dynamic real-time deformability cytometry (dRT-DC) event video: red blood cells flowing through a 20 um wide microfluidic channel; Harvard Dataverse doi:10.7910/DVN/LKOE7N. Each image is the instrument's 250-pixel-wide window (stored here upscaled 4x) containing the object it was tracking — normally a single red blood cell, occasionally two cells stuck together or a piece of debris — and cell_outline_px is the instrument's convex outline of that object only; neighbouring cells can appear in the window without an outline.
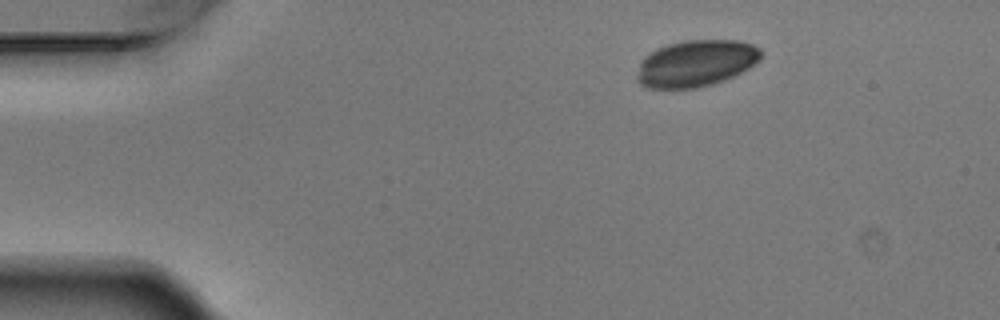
{"species": "Egyptian fruit bat (a non-hibernating species)", "species_latin": "Rousettus aegyptiacus", "temperature_condition": "warm", "stored_images_in_passage": 3, "camera_frame_rate_fps": 3000, "um_per_image_px": 0.085, "animal": {"sex": "male"}, "frame": {"image": 1, "passage_image": 1, "time_ms": 0.0, "image_size_px": [1000, 320], "cell_outline_px": [[760, 60], [748, 68], [724, 80], [712, 84], [696, 88], [648, 88], [640, 84], [636, 80], [636, 76], [640, 60], [648, 52], [656, 48], [668, 44], [684, 40], [736, 40], [752, 44], [760, 48]], "centroid_in_image_um": [59.1, 5.38], "position_along_channel_um": 25.9, "area_um2": 33.81}}
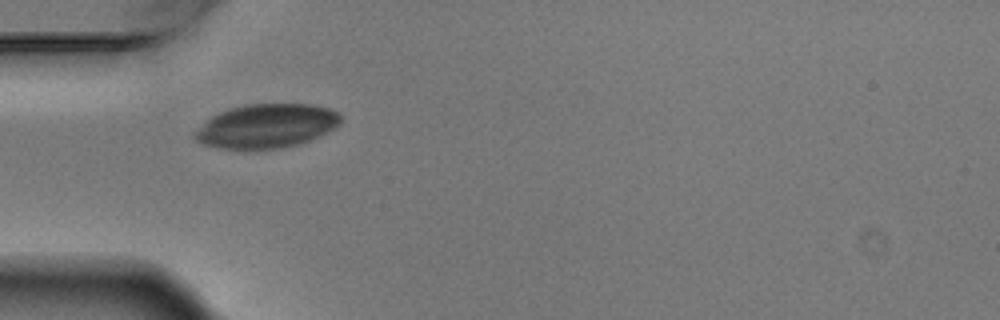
{"frame": {"image": 2, "passage_image": 3, "time_ms": 0.667, "image_size_px": [1000, 320], "cell_outline_px": [[340, 124], [308, 140], [296, 144], [280, 148], [220, 148], [204, 144], [196, 140], [192, 136], [192, 132], [204, 120], [228, 108], [248, 104], [312, 104], [328, 108], [340, 112]], "centroid_in_image_um": [22.59, 10.69], "position_along_channel_um": 62.4, "area_um2": 37.05}}